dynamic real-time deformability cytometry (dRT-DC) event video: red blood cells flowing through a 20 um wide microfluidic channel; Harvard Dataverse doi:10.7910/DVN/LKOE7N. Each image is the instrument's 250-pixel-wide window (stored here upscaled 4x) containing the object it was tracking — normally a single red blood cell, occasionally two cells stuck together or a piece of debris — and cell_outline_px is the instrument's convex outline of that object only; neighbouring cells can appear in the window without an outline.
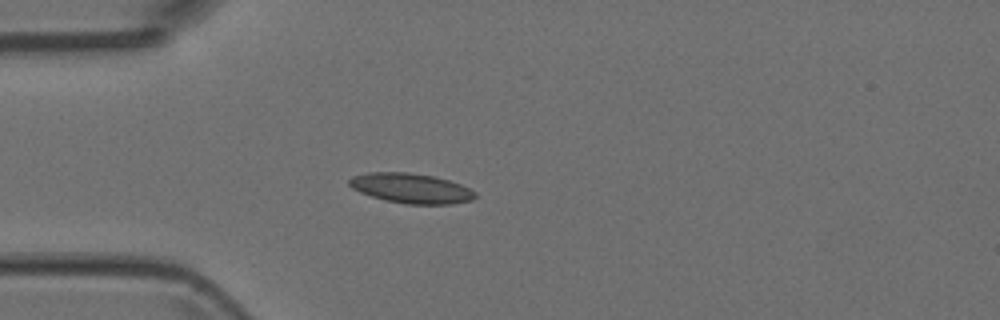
{"species": "Egyptian fruit bat (a non-hibernating species)", "species_latin": "Rousettus aegyptiacus", "temperature_condition": "room temperature", "stored_images_in_passage": 1, "camera_frame_rate_fps": 3000, "um_per_image_px": 0.085, "animal": {"sex": "female"}, "frame": {"image": 1, "passage_image": 1, "time_ms": 0.0, "image_size_px": [1000, 320], "cell_outline_px": [[476, 196], [472, 200], [452, 204], [404, 204], [384, 200], [360, 192], [352, 188], [348, 184], [348, 180], [352, 176], [368, 172], [408, 172], [432, 176], [448, 180], [460, 184], [476, 192]], "centroid_in_image_um": [34.92, 16.0], "position_along_channel_um": 50.1, "area_um2": 21.96}}